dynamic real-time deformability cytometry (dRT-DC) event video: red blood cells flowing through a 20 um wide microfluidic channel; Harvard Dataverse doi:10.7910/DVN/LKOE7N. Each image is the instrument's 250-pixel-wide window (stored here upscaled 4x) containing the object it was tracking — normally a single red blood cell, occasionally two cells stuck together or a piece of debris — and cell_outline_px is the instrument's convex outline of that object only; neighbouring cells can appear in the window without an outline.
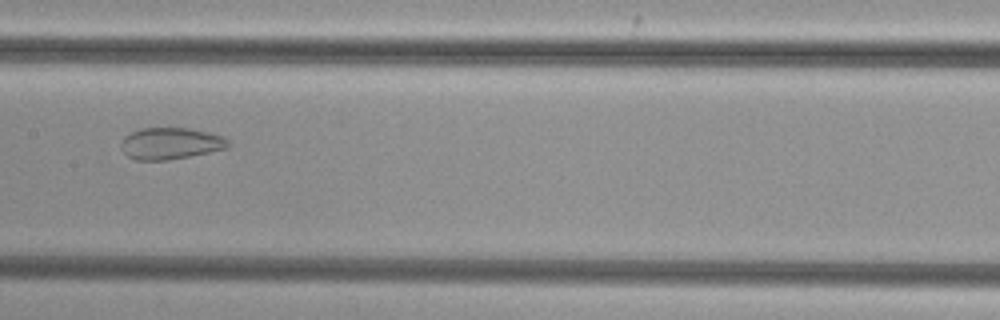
{"species": "common noctule bat (a hibernating species)", "species_latin": "Nyctalus noctula", "temperature_condition": "cold", "stored_images_in_passage": 52, "camera_frame_rate_fps": 3000, "um_per_image_px": 0.085, "animal": {"sex": "female", "body_mass_g": 29.2, "forearm_length_mm": 56.3}, "frame": {"image": 1, "passage_image": 27, "time_ms": 8.667, "image_size_px": [1000, 320], "cell_outline_px": [[228, 148], [168, 160], [136, 160], [128, 156], [120, 148], [120, 144], [124, 136], [140, 128], [188, 128], [208, 132], [224, 136], [228, 140]], "centroid_in_image_um": [14.47, 12.19], "position_along_channel_um": 192.9, "area_um2": 19.71}}
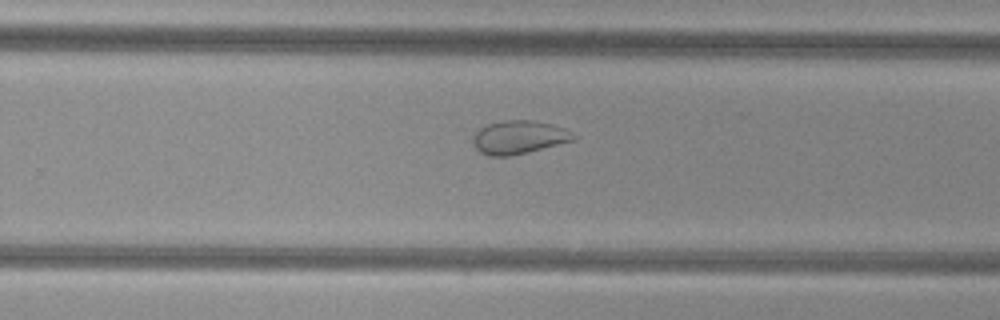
{"frame": {"image": 2, "passage_image": 34, "time_ms": 11.0, "image_size_px": [1000, 320], "cell_outline_px": [[580, 136], [576, 140], [512, 156], [488, 156], [480, 152], [476, 148], [472, 140], [472, 136], [480, 128], [488, 124], [504, 120], [536, 120], [564, 128]], "centroid_in_image_um": [44.14, 11.67], "position_along_channel_um": 285.7, "area_um2": 19.77}}
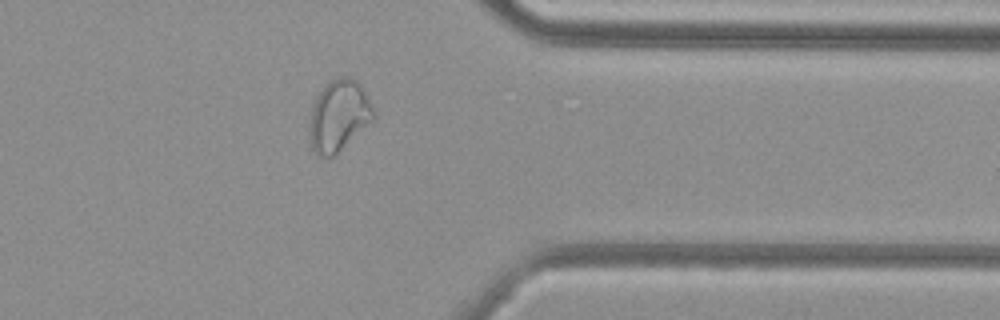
{"frame": {"image": 3, "passage_image": 42, "time_ms": 13.667, "image_size_px": [1000, 320], "cell_outline_px": [[376, 116], [372, 120], [332, 156], [320, 156], [312, 148], [312, 104], [316, 96], [336, 76], [348, 76], [356, 80], [364, 88], [376, 112]], "centroid_in_image_um": [28.86, 9.75], "position_along_channel_um": 382.5, "area_um2": 25.66}}